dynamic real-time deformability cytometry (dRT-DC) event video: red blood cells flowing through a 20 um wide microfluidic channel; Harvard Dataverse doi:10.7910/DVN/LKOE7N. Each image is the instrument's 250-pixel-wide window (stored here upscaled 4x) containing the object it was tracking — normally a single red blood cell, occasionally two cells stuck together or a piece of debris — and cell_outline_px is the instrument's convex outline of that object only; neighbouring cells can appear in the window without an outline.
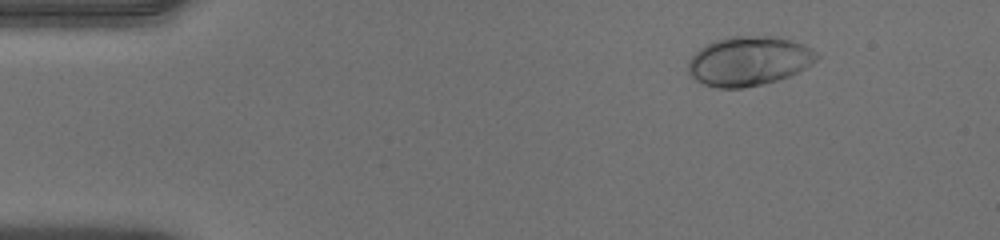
{"species": "human", "species_latin": "Homo sapiens", "temperature_condition": "warm", "stored_images_in_passage": 45, "camera_frame_rate_fps": 3000, "um_per_image_px": 0.085, "donor": {"sex": "male"}, "frame": {"image": 1, "passage_image": 1, "time_ms": 0.0, "image_size_px": [1000, 240], "cell_outline_px": [[820, 56], [816, 60], [804, 68], [788, 76], [776, 80], [744, 88], [716, 88], [704, 84], [696, 80], [688, 72], [688, 60], [704, 44], [728, 36], [776, 36], [792, 40], [804, 44], [812, 48]], "centroid_in_image_um": [63.64, 5.17], "position_along_channel_um": 21.4, "area_um2": 36.99}}
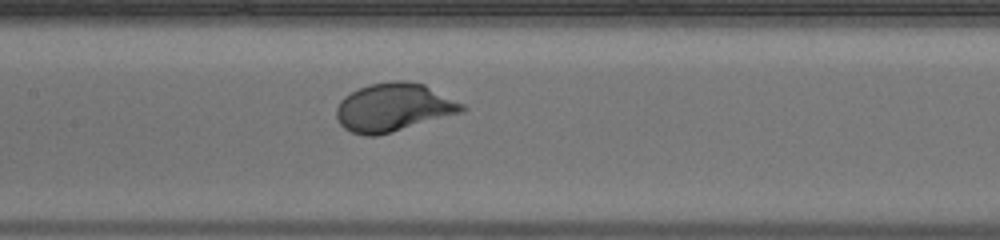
{"frame": {"image": 2, "passage_image": 19, "time_ms": 6.0, "image_size_px": [1000, 240], "cell_outline_px": [[468, 108], [464, 112], [376, 136], [364, 136], [352, 132], [344, 128], [340, 124], [336, 116], [336, 108], [340, 100], [344, 96], [368, 84], [392, 80], [404, 80], [424, 84], [464, 104]], "centroid_in_image_um": [33.46, 9.12], "position_along_channel_um": 173.9, "area_um2": 35.37}}
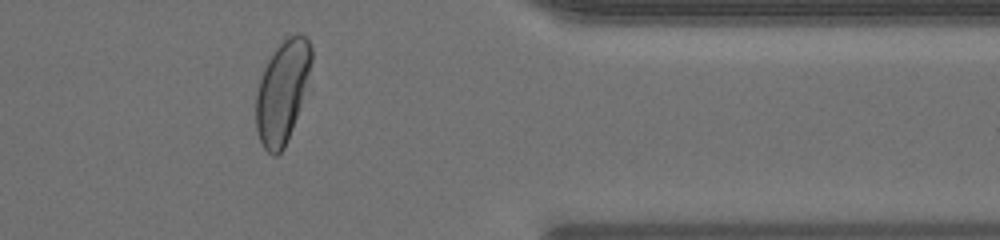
{"frame": {"image": 3, "passage_image": 36, "time_ms": 11.667, "image_size_px": [1000, 240], "cell_outline_px": [[312, 60], [296, 116], [292, 128], [284, 148], [276, 156], [272, 156], [264, 148], [256, 132], [256, 92], [264, 68], [268, 60], [276, 48], [288, 36], [300, 32], [308, 40], [312, 48]], "centroid_in_image_um": [23.97, 7.79], "position_along_channel_um": 387.4, "area_um2": 32.31}, "authors_computed_cell_mechanics": {"area_um2": 34.4488, "velocity_mm_per_s": 4.0504, "shape_relaxation_time_tau1_ms": 2.2174, "shape_relaxation_time_tau2_ms": null, "deformation_change_tau1": 0.1656, "deformation_change_tau2": null}}